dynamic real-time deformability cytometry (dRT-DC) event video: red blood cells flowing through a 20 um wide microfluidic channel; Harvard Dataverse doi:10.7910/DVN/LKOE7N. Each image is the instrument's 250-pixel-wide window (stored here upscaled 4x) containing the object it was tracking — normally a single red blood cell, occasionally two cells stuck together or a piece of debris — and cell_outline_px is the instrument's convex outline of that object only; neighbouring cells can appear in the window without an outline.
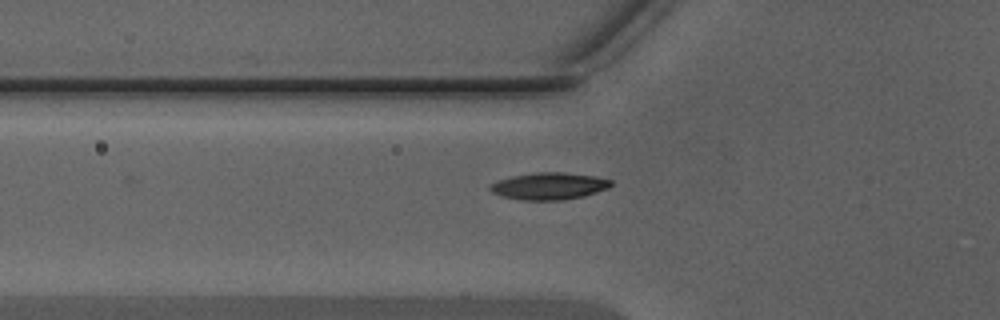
{"species": "Egyptian fruit bat (a non-hibernating species)", "species_latin": "Rousettus aegyptiacus", "temperature_condition": "warm", "stored_images_in_passage": 20, "camera_frame_rate_fps": 3000, "um_per_image_px": 0.085, "animal": {"sex": "male"}, "frame": {"image": 1, "passage_image": 4, "time_ms": 1.0, "image_size_px": [1000, 320], "cell_outline_px": [[612, 184], [608, 188], [584, 196], [560, 200], [524, 200], [500, 196], [492, 192], [488, 188], [488, 184], [512, 176], [536, 172], [564, 172], [596, 176], [612, 180]], "centroid_in_image_um": [46.66, 15.81], "position_along_channel_um": 79.1, "area_um2": 19.07}}
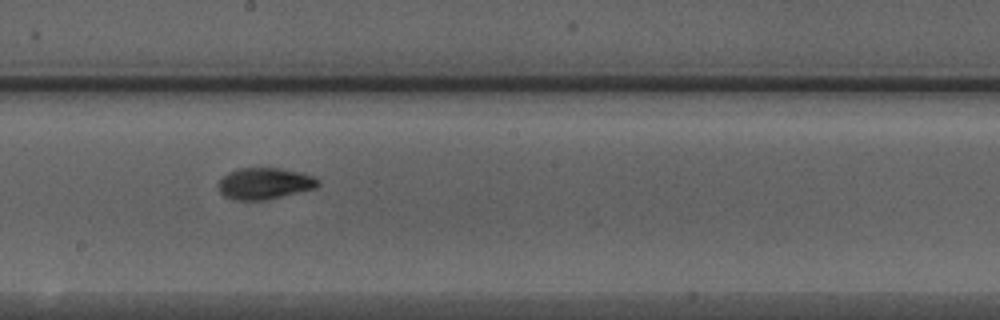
{"frame": {"image": 2, "passage_image": 14, "time_ms": 4.333, "image_size_px": [1000, 320], "cell_outline_px": [[320, 184], [316, 188], [268, 200], [232, 200], [224, 196], [220, 192], [216, 184], [228, 172], [240, 168], [280, 168], [300, 172], [312, 176], [320, 180]], "centroid_in_image_um": [22.48, 15.61], "position_along_channel_um": 225.7, "area_um2": 18.5}}
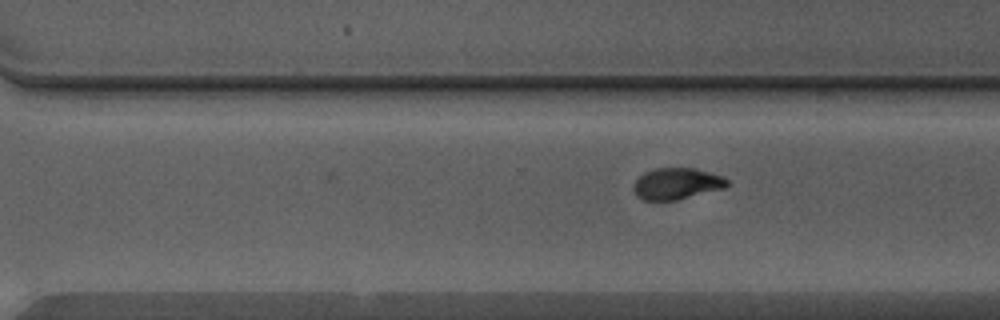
{"frame": {"image": 3, "passage_image": 20, "time_ms": 6.333, "image_size_px": [1000, 320], "cell_outline_px": [[728, 184], [724, 188], [676, 200], [644, 200], [636, 196], [632, 188], [632, 184], [644, 172], [656, 168], [696, 168], [724, 176], [728, 180]], "centroid_in_image_um": [57.5, 15.6], "position_along_channel_um": 313.1, "area_um2": 17.22}}